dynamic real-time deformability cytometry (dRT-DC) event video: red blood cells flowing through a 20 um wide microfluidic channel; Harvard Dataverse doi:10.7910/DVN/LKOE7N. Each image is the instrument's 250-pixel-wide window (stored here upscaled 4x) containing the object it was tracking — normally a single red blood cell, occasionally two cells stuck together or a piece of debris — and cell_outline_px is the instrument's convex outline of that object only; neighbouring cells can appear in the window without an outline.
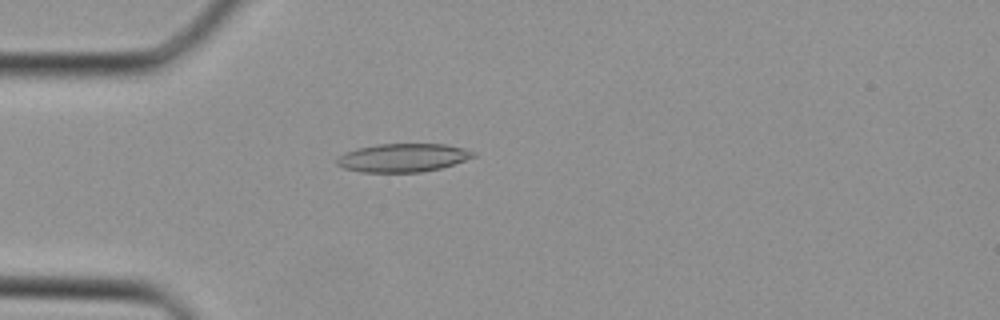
{"species": "Egyptian fruit bat (a non-hibernating species)", "species_latin": "Rousettus aegyptiacus", "temperature_condition": "cold", "stored_images_in_passage": 34, "camera_frame_rate_fps": 3000, "um_per_image_px": 0.085, "animal": {"sex": "female"}, "frame": {"image": 1, "passage_image": 8, "time_ms": 2.333, "image_size_px": [1000, 320], "cell_outline_px": [[476, 156], [440, 168], [420, 172], [360, 172], [344, 168], [336, 164], [336, 160], [344, 152], [356, 148], [376, 144], [444, 144], [464, 148], [476, 152]], "centroid_in_image_um": [34.22, 13.4], "position_along_channel_um": 50.8, "area_um2": 22.54}}
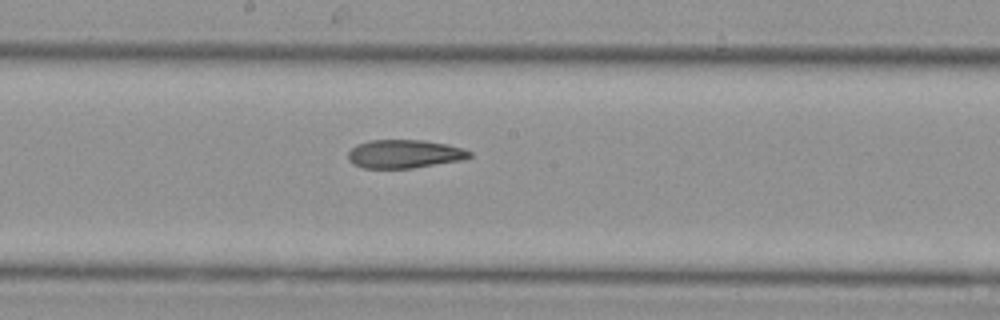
{"frame": {"image": 2, "passage_image": 18, "time_ms": 5.667, "image_size_px": [1000, 320], "cell_outline_px": [[472, 156], [464, 160], [412, 168], [364, 168], [352, 164], [348, 160], [348, 152], [356, 144], [372, 140], [424, 140], [448, 144], [464, 148], [472, 152]], "centroid_in_image_um": [34.4, 13.08], "position_along_channel_um": 213.8, "area_um2": 20.35}}
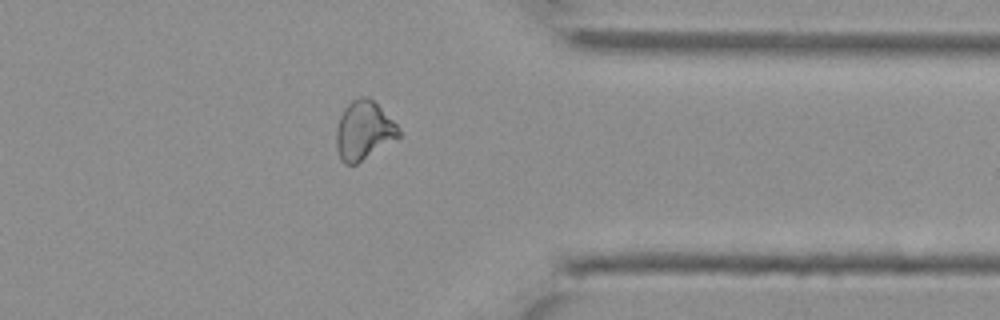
{"frame": {"image": 3, "passage_image": 28, "time_ms": 9.0, "image_size_px": [1000, 320], "cell_outline_px": [[400, 136], [356, 164], [344, 164], [340, 160], [336, 148], [336, 128], [340, 116], [344, 108], [352, 100], [360, 96], [368, 96], [400, 128]], "centroid_in_image_um": [30.88, 11.1], "position_along_channel_um": 380.5, "area_um2": 21.15}}